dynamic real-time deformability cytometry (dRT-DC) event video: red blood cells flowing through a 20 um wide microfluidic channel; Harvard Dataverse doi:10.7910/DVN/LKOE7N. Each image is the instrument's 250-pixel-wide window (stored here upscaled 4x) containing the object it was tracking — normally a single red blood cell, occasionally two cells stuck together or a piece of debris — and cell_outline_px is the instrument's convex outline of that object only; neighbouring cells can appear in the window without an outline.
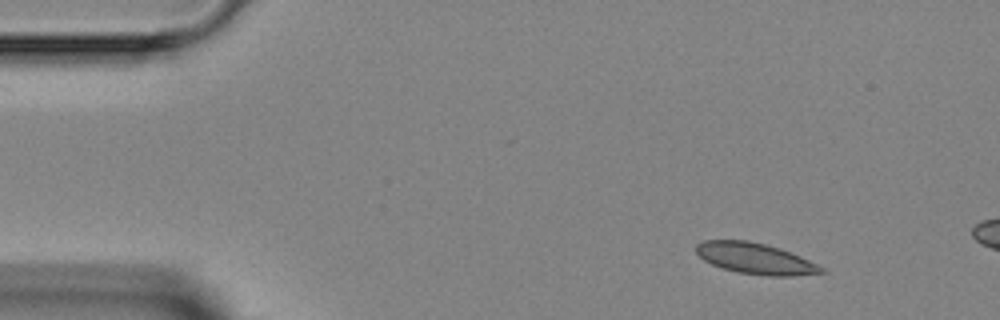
{"species": "Egyptian fruit bat (a non-hibernating species)", "species_latin": "Rousettus aegyptiacus", "temperature_condition": "room temperature", "stored_images_in_passage": 4, "camera_frame_rate_fps": 3000, "um_per_image_px": 0.085, "animal": {"sex": "female"}, "frame": {"image": 1, "passage_image": 1, "time_ms": 0.0, "image_size_px": [1000, 320], "cell_outline_px": [[828, 272], [792, 276], [768, 276], [736, 272], [712, 264], [704, 260], [696, 252], [696, 244], [704, 240], [748, 240], [780, 248], [800, 256], [824, 268]], "centroid_in_image_um": [64.2, 21.97], "position_along_channel_um": 20.8, "area_um2": 22.54}}